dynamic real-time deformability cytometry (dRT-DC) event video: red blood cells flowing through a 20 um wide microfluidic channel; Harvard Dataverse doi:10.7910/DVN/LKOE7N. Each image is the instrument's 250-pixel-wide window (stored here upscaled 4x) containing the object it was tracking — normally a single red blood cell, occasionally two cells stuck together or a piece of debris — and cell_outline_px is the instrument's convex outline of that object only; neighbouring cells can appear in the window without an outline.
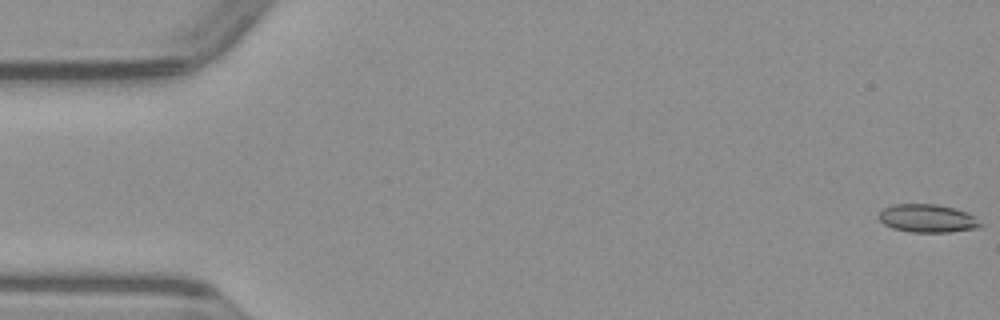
{"species": "common noctule bat (a hibernating species)", "species_latin": "Nyctalus noctula", "temperature_condition": "warm", "stored_images_in_passage": 51, "camera_frame_rate_fps": 3000, "um_per_image_px": 0.085, "animal": {"sex": "male", "body_mass_g": 23.1, "forearm_length_mm": 52.7}, "frame": {"image": 1, "passage_image": 1, "time_ms": 0.0, "image_size_px": [1000, 320], "cell_outline_px": [[984, 224], [980, 228], [952, 232], [908, 232], [892, 228], [884, 224], [876, 216], [884, 208], [892, 204], [936, 204], [956, 208], [968, 212], [976, 216]], "centroid_in_image_um": [78.88, 18.56], "position_along_channel_um": 6.1, "area_um2": 17.11}}
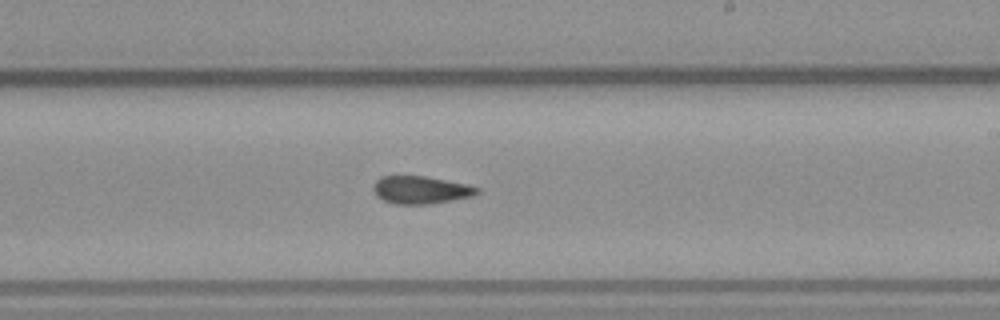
{"frame": {"image": 2, "passage_image": 30, "time_ms": 9.667, "image_size_px": [1000, 320], "cell_outline_px": [[480, 192], [472, 196], [452, 200], [428, 204], [396, 204], [384, 200], [376, 196], [372, 188], [376, 180], [380, 176], [424, 176], [468, 184], [480, 188]], "centroid_in_image_um": [35.76, 16.14], "position_along_channel_um": 253.2, "area_um2": 16.76}}
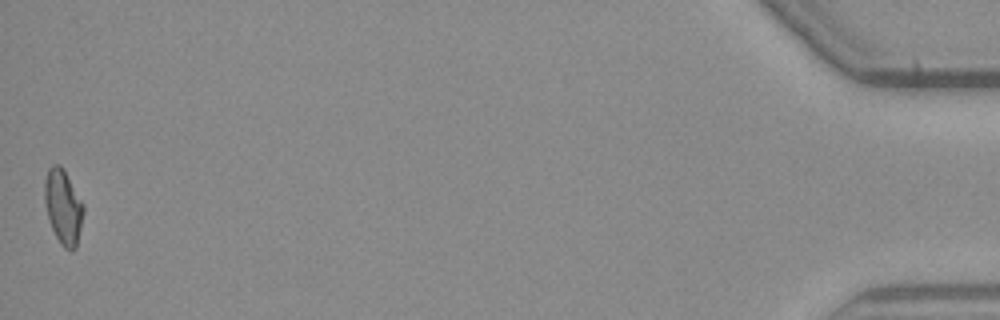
{"frame": {"image": 3, "passage_image": 51, "time_ms": 16.667, "image_size_px": [1000, 320], "cell_outline_px": [[84, 212], [76, 248], [72, 252], [64, 248], [60, 244], [52, 228], [48, 216], [44, 200], [44, 180], [48, 168], [52, 164], [60, 164], [64, 168], [84, 204]], "centroid_in_image_um": [5.37, 17.55], "position_along_channel_um": 429.8, "area_um2": 17.17}}